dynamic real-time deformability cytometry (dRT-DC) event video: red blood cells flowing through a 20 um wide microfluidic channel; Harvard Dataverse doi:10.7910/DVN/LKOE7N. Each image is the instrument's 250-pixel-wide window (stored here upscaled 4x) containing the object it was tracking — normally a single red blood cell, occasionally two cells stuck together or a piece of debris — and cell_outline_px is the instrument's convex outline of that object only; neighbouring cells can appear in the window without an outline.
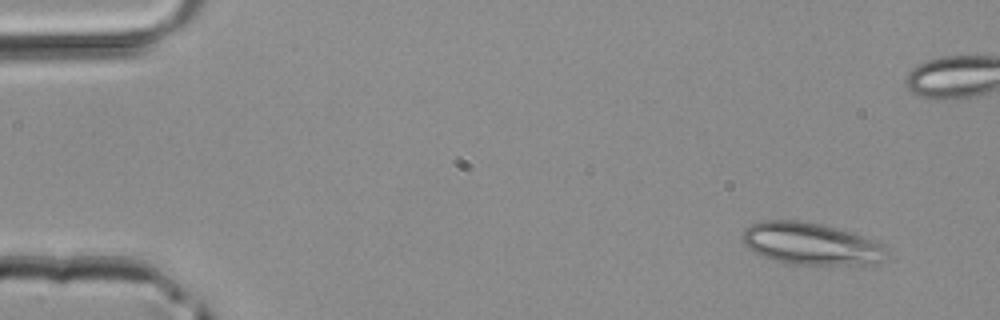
{"species": "common noctule bat (a hibernating species)", "species_latin": "Nyctalus noctula", "temperature_condition": "room temperature", "stored_images_in_passage": 3, "camera_frame_rate_fps": 3000, "um_per_image_px": 0.085, "animal": {"sex": "male", "body_mass_g": 20.4}, "frame": {"image": 1, "passage_image": 1, "time_ms": 0.0, "image_size_px": [1000, 320], "cell_outline_px": [[884, 248], [880, 260], [872, 264], [788, 264], [764, 256], [748, 248], [740, 240], [740, 236], [752, 224], [760, 220], [796, 220], [820, 224], [852, 232], [876, 240], [884, 244]], "centroid_in_image_um": [68.87, 20.7], "position_along_channel_um": 16.1, "area_um2": 34.91}}